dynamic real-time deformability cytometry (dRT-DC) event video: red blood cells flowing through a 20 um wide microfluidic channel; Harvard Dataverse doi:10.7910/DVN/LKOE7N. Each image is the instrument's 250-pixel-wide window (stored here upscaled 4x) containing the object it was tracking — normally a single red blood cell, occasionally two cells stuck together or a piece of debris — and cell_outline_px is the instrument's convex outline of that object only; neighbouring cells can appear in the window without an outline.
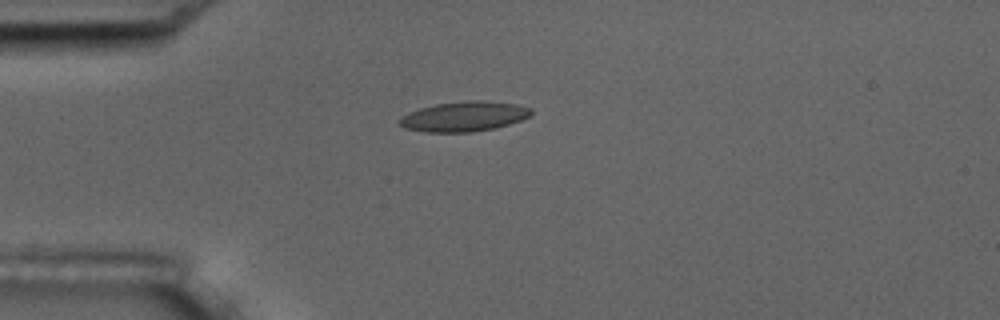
{"species": "common noctule bat (a hibernating species)", "species_latin": "Nyctalus noctula", "temperature_condition": "room temperature", "stored_images_in_passage": 10, "camera_frame_rate_fps": 3000, "um_per_image_px": 0.085, "animal": {"sex": "male", "body_mass_g": 17.5, "forearm_length_mm": 52.3}, "frame": {"image": 1, "passage_image": 4, "time_ms": 4.333, "image_size_px": [1000, 320], "cell_outline_px": [[532, 112], [528, 116], [520, 120], [496, 128], [472, 132], [424, 132], [404, 128], [400, 124], [400, 120], [408, 112], [420, 108], [436, 104], [472, 100], [484, 100], [516, 104], [532, 108]], "centroid_in_image_um": [39.46, 9.9], "position_along_channel_um": 45.5, "area_um2": 22.83}}
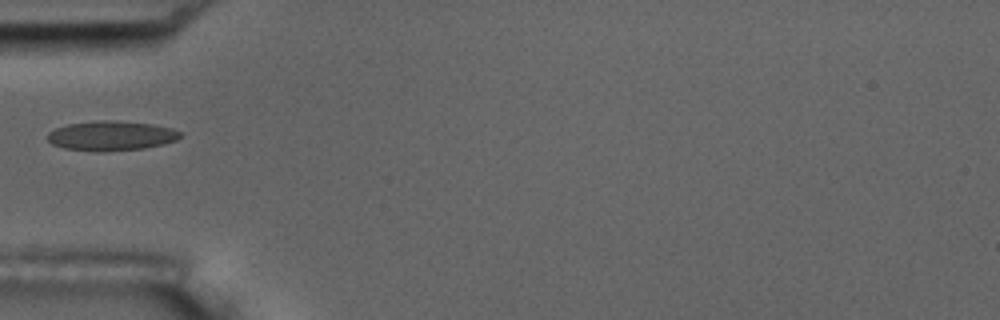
{"frame": {"image": 2, "passage_image": 5, "time_ms": 5.667, "image_size_px": [1000, 320], "cell_outline_px": [[180, 136], [176, 140], [164, 144], [144, 148], [100, 152], [96, 152], [64, 148], [52, 144], [44, 136], [48, 132], [56, 128], [68, 124], [100, 120], [116, 120], [152, 124], [172, 128], [180, 132]], "centroid_in_image_um": [9.42, 11.54], "position_along_channel_um": 75.6, "area_um2": 23.06}}
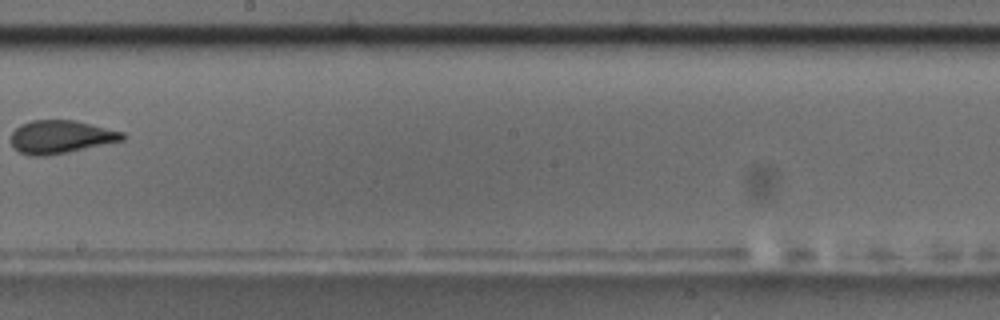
{"frame": {"image": 3, "passage_image": 9, "time_ms": 10.333, "image_size_px": [1000, 320], "cell_outline_px": [[128, 136], [124, 140], [68, 152], [48, 156], [32, 156], [20, 152], [12, 148], [12, 132], [20, 124], [32, 120], [76, 120], [124, 132]], "centroid_in_image_um": [5.18, 11.63], "position_along_channel_um": 243.0, "area_um2": 21.68}}